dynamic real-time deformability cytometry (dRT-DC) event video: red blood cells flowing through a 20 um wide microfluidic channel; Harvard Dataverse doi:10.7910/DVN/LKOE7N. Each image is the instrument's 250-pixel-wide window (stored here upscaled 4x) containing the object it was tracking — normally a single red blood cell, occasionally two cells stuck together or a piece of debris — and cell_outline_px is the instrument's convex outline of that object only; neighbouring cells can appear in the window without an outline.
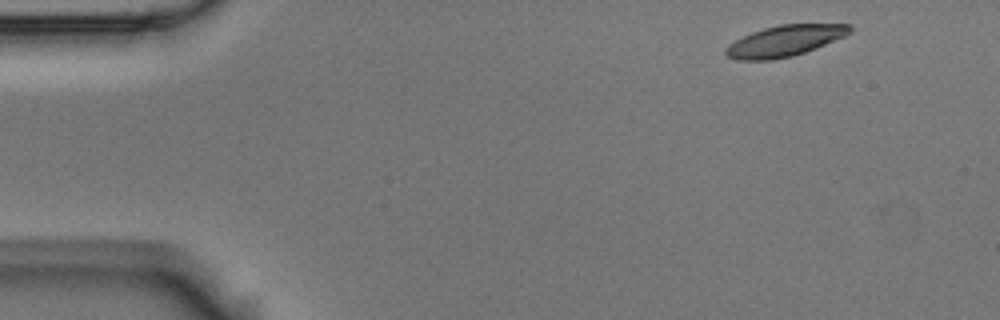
{"species": "Egyptian fruit bat (a non-hibernating species)", "species_latin": "Rousettus aegyptiacus", "temperature_condition": "room temperature", "stored_images_in_passage": 4, "camera_frame_rate_fps": 3000, "um_per_image_px": 0.085, "animal": {"sex": "male"}, "frame": {"image": 1, "passage_image": 1, "time_ms": 0.0, "image_size_px": [1000, 320], "cell_outline_px": [[852, 32], [844, 36], [816, 48], [792, 56], [772, 60], [736, 60], [728, 56], [724, 52], [724, 48], [728, 44], [752, 32], [764, 28], [780, 24], [852, 24]], "centroid_in_image_um": [66.69, 3.47], "position_along_channel_um": 18.3, "area_um2": 22.37}}
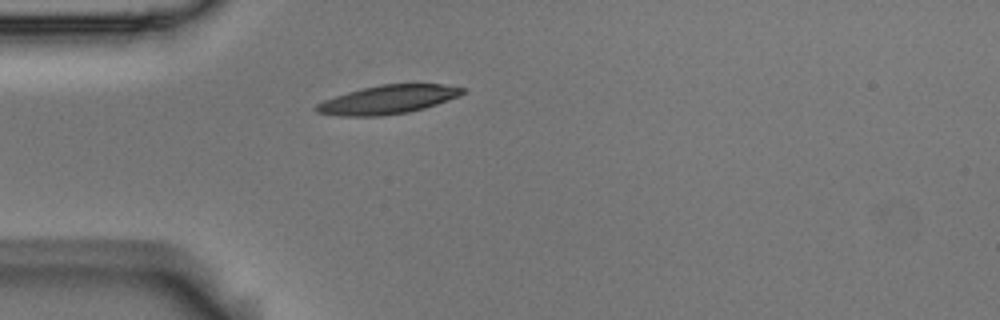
{"frame": {"image": 2, "passage_image": 4, "time_ms": 1.0, "image_size_px": [1000, 320], "cell_outline_px": [[468, 88], [460, 96], [424, 108], [408, 112], [380, 116], [340, 116], [316, 112], [312, 108], [316, 104], [324, 100], [360, 88], [380, 84], [440, 84]], "centroid_in_image_um": [32.96, 8.46], "position_along_channel_um": 52.0, "area_um2": 24.45}}